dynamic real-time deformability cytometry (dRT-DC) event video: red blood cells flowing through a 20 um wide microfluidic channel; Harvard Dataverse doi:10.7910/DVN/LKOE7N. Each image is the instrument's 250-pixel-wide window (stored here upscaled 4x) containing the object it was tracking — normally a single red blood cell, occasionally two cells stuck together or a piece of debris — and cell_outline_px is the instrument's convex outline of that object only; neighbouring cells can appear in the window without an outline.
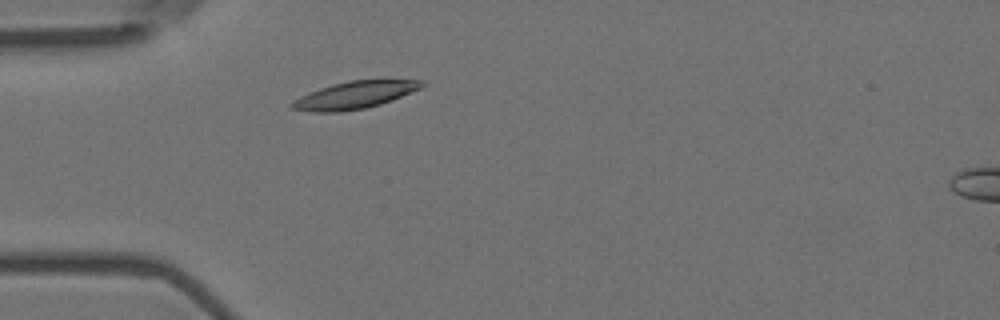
{"species": "Egyptian fruit bat (a non-hibernating species)", "species_latin": "Rousettus aegyptiacus", "temperature_condition": "room temperature", "stored_images_in_passage": 4, "camera_frame_rate_fps": 3000, "um_per_image_px": 0.085, "animal": {"sex": "female"}, "frame": {"image": 1, "passage_image": 3, "time_ms": 0.667, "image_size_px": [1000, 320], "cell_outline_px": [[428, 84], [420, 88], [392, 100], [380, 104], [364, 108], [340, 112], [312, 112], [292, 108], [288, 104], [292, 100], [308, 92], [332, 84], [348, 80], [384, 76], [424, 80]], "centroid_in_image_um": [30.25, 8.01], "position_along_channel_um": 54.8, "area_um2": 21.79}}